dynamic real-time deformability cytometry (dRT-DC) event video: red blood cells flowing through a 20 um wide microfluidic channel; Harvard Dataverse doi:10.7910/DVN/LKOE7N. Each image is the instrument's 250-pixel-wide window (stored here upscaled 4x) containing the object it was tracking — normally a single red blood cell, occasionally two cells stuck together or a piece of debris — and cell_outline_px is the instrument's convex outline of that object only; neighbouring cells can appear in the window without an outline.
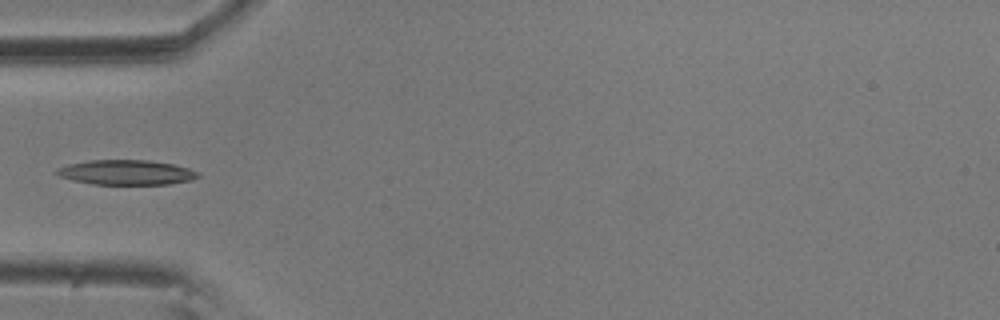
{"species": "common noctule bat (a hibernating species)", "species_latin": "Nyctalus noctula", "temperature_condition": "room temperature", "stored_images_in_passage": 8, "camera_frame_rate_fps": 3000, "um_per_image_px": 0.085, "animal": {"sex": "male", "body_mass_g": 20.5, "forearm_length_mm": 52.5}, "frame": {"image": 1, "passage_image": 4, "time_ms": 1.0, "image_size_px": [1000, 320], "cell_outline_px": [[200, 176], [192, 180], [168, 184], [92, 184], [72, 180], [60, 176], [52, 172], [56, 168], [68, 164], [92, 160], [148, 160], [172, 164], [188, 168], [200, 172]], "centroid_in_image_um": [10.72, 14.65], "position_along_channel_um": 74.3, "area_um2": 20.52}}
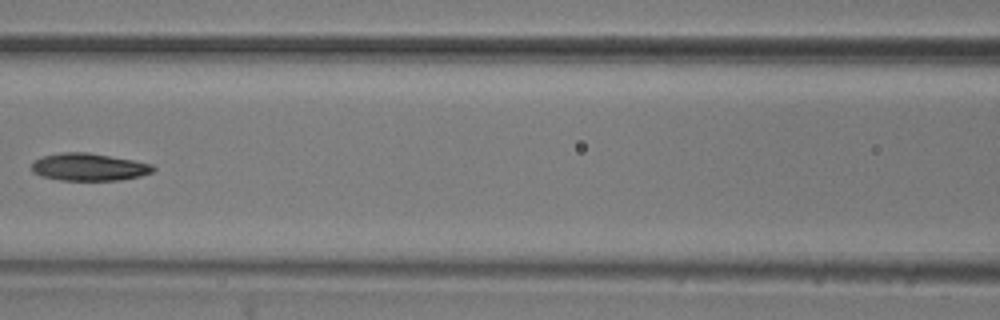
{"frame": {"image": 2, "passage_image": 6, "time_ms": 1.667, "image_size_px": [1000, 320], "cell_outline_px": [[156, 168], [152, 172], [140, 176], [120, 180], [60, 180], [40, 176], [32, 172], [32, 164], [36, 160], [44, 156], [60, 152], [88, 152], [132, 160], [152, 164]], "centroid_in_image_um": [7.55, 14.2], "position_along_channel_um": 159.0, "area_um2": 19.36}}
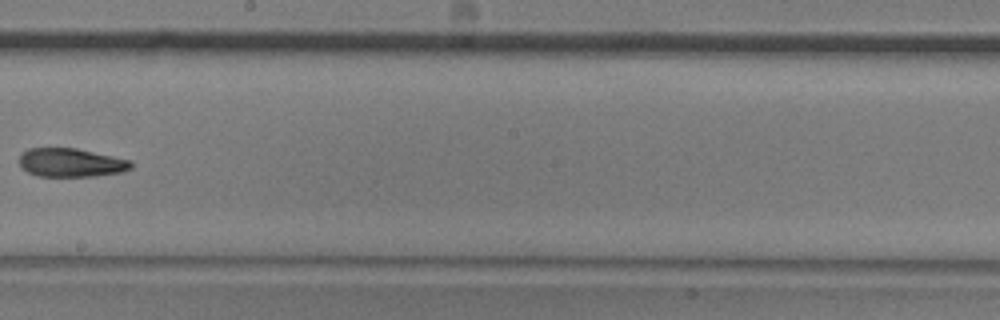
{"frame": {"image": 3, "passage_image": 8, "time_ms": 2.333, "image_size_px": [1000, 320], "cell_outline_px": [[132, 168], [124, 172], [96, 176], [40, 176], [28, 172], [20, 164], [20, 156], [28, 148], [76, 148], [132, 160]], "centroid_in_image_um": [6.09, 13.82], "position_along_channel_um": 242.1, "area_um2": 18.61}}